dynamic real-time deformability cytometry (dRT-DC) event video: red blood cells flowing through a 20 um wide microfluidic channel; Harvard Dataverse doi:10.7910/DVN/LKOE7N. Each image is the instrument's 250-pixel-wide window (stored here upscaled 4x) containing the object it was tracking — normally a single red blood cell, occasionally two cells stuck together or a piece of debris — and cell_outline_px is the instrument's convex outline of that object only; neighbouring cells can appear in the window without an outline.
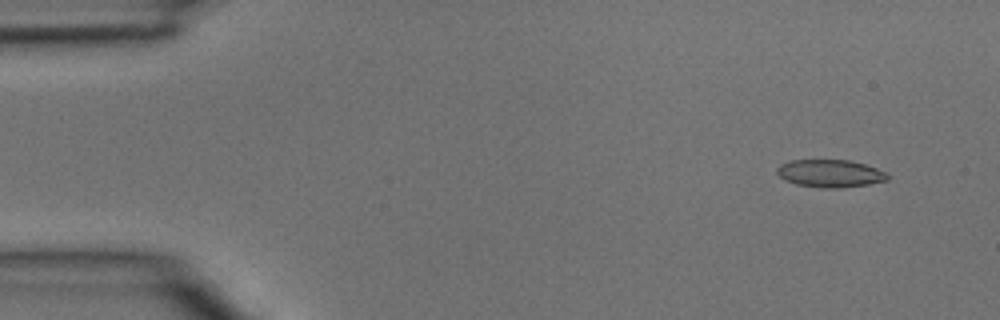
{"species": "common noctule bat (a hibernating species)", "species_latin": "Nyctalus noctula", "temperature_condition": "room temperature", "stored_images_in_passage": 3, "camera_frame_rate_fps": 3000, "um_per_image_px": 0.085, "animal": {"sex": "male", "body_mass_g": 15.6}, "frame": {"image": 1, "passage_image": 1, "time_ms": 0.0, "image_size_px": [1000, 320], "cell_outline_px": [[888, 180], [868, 184], [836, 188], [820, 188], [796, 184], [784, 180], [776, 172], [776, 168], [780, 164], [788, 160], [848, 160], [864, 164], [876, 168], [884, 172], [888, 176]], "centroid_in_image_um": [70.5, 14.74], "position_along_channel_um": 14.5, "area_um2": 17.74}}